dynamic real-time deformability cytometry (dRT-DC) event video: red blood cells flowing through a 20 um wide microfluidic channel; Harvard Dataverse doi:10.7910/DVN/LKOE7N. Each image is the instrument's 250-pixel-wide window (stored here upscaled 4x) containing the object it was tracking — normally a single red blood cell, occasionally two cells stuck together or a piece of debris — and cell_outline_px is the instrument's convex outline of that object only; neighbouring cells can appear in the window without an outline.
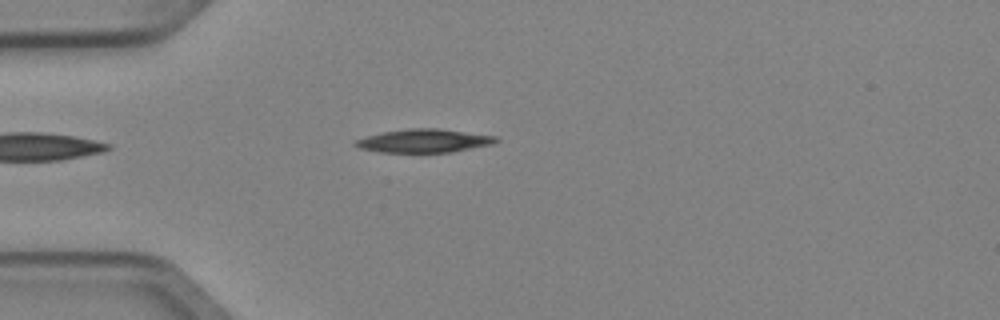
{"species": "Egyptian fruit bat (a non-hibernating species)", "species_latin": "Rousettus aegyptiacus", "temperature_condition": "cold", "stored_images_in_passage": 4, "camera_frame_rate_fps": 3000, "um_per_image_px": 0.085, "animal": {"sex": "female"}, "frame": {"image": 1, "passage_image": 4, "time_ms": 1.0, "image_size_px": [1000, 320], "cell_outline_px": [[500, 140], [492, 144], [452, 152], [380, 152], [360, 148], [352, 144], [356, 140], [368, 136], [384, 132], [408, 128], [440, 128], [496, 136]], "centroid_in_image_um": [36.07, 11.96], "position_along_channel_um": 48.9, "area_um2": 19.07}}